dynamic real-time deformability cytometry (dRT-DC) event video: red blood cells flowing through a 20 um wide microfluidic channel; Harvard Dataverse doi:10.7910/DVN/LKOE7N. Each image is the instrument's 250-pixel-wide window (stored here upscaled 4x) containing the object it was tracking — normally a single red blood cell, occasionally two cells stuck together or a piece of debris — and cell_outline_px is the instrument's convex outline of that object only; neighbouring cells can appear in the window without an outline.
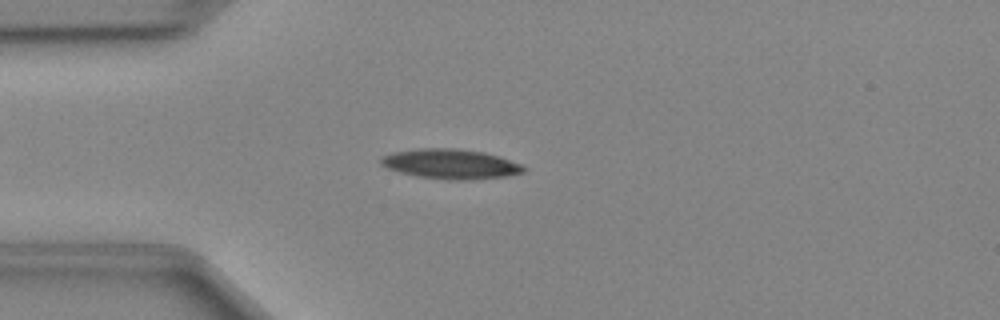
{"species": "Egyptian fruit bat (a non-hibernating species)", "species_latin": "Rousettus aegyptiacus", "temperature_condition": "cold", "stored_images_in_passage": 47, "camera_frame_rate_fps": 3000, "um_per_image_px": 0.085, "animal": {"sex": "female"}, "frame": {"image": 1, "passage_image": 11, "time_ms": 3.333, "image_size_px": [1000, 320], "cell_outline_px": [[528, 168], [524, 172], [504, 176], [468, 180], [448, 180], [416, 176], [400, 172], [388, 168], [380, 164], [380, 160], [384, 156], [396, 152], [420, 148], [460, 148], [484, 152], [500, 156], [520, 164]], "centroid_in_image_um": [38.34, 13.94], "position_along_channel_um": 46.7, "area_um2": 24.74}}
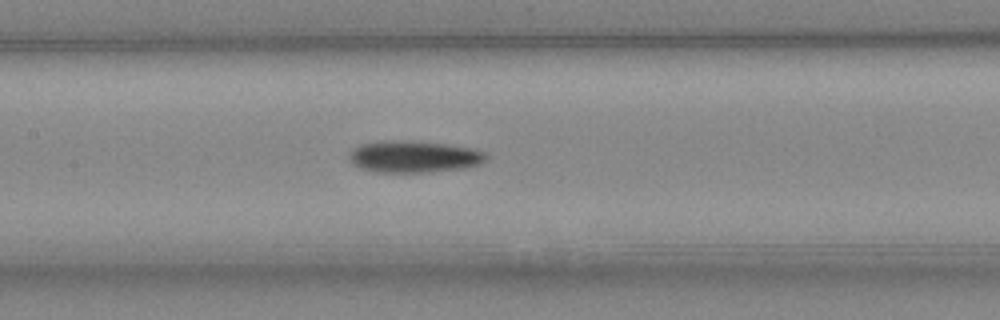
{"frame": {"image": 2, "passage_image": 21, "time_ms": 6.667, "image_size_px": [1000, 320], "cell_outline_px": [[488, 156], [480, 164], [468, 168], [432, 172], [376, 172], [360, 168], [352, 164], [352, 152], [360, 144], [384, 140], [404, 140], [444, 144], [472, 148], [484, 152]], "centroid_in_image_um": [35.23, 13.32], "position_along_channel_um": 172.2, "area_um2": 25.26}}
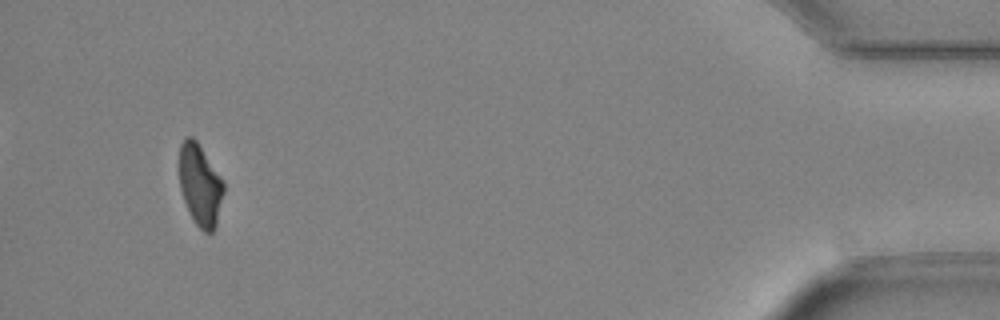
{"frame": {"image": 3, "passage_image": 44, "time_ms": 14.333, "image_size_px": [1000, 320], "cell_outline_px": [[224, 192], [216, 224], [212, 232], [204, 232], [196, 224], [184, 200], [180, 188], [180, 144], [184, 136], [192, 136], [196, 140], [224, 180]], "centroid_in_image_um": [17.02, 15.68], "position_along_channel_um": 418.2, "area_um2": 20.92}}